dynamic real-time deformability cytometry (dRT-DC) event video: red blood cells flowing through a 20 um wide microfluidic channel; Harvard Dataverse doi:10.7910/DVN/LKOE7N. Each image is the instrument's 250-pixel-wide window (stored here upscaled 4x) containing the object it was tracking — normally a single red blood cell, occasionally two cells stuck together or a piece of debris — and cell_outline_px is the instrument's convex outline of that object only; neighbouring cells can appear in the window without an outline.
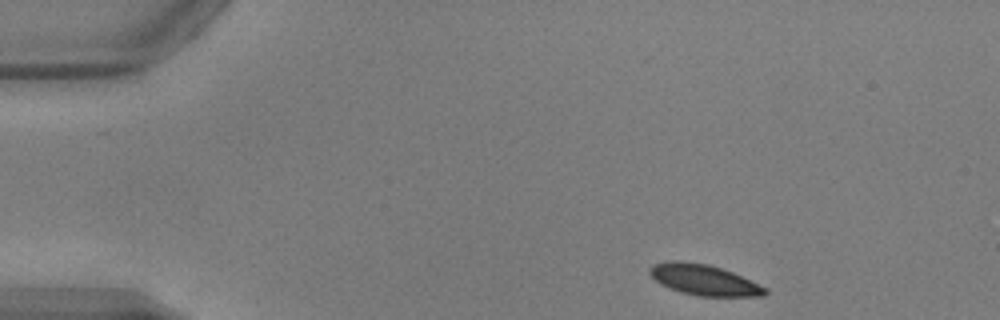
{"species": "common noctule bat (a hibernating species)", "species_latin": "Nyctalus noctula", "temperature_condition": "warm", "stored_images_in_passage": 46, "camera_frame_rate_fps": 3000, "um_per_image_px": 0.085, "animal": {"sex": "male", "body_mass_g": 17.9, "forearm_length_mm": 54.2}, "frame": {"image": 1, "passage_image": 1, "time_ms": 0.0, "image_size_px": [1000, 320], "cell_outline_px": [[768, 292], [764, 296], [700, 296], [680, 292], [668, 288], [660, 284], [648, 272], [648, 268], [652, 264], [672, 260], [680, 260], [708, 264], [732, 272], [768, 288]], "centroid_in_image_um": [59.81, 23.78], "position_along_channel_um": 25.2, "area_um2": 20.75}}
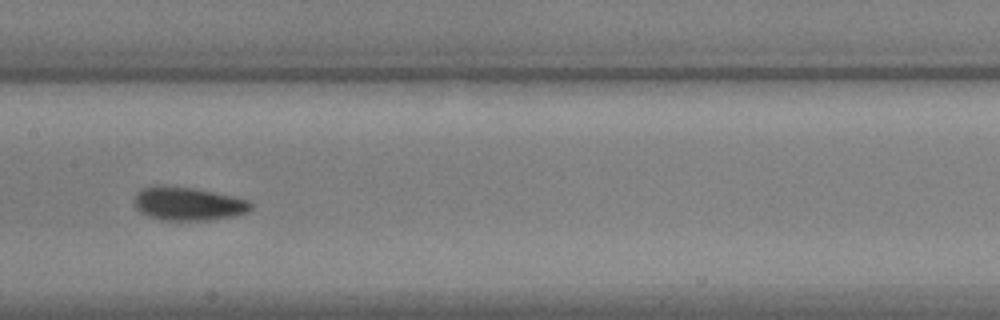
{"frame": {"image": 2, "passage_image": 20, "time_ms": 6.333, "image_size_px": [1000, 320], "cell_outline_px": [[252, 208], [248, 212], [236, 216], [204, 220], [160, 220], [148, 216], [140, 212], [136, 208], [132, 200], [136, 192], [152, 184], [164, 184], [196, 188], [232, 196], [248, 200], [252, 204]], "centroid_in_image_um": [15.93, 17.3], "position_along_channel_um": 191.5, "area_um2": 23.18}}
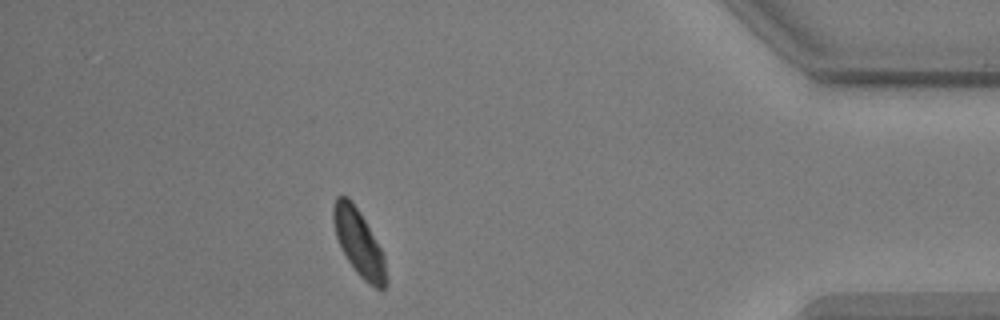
{"frame": {"image": 3, "passage_image": 40, "time_ms": 13.0, "image_size_px": [1000, 320], "cell_outline_px": [[388, 284], [380, 292], [368, 284], [356, 272], [340, 248], [336, 236], [332, 220], [332, 208], [336, 196], [348, 196], [360, 212], [380, 248], [384, 256], [388, 280]], "centroid_in_image_um": [30.5, 20.68], "position_along_channel_um": 404.7, "area_um2": 20.58}, "authors_computed_cell_mechanics": {"area_um2": 21.4438, "velocity_mm_per_s": 3.838, "shape_relaxation_time_tau1_ms": 3.5544, "shape_relaxation_time_tau2_ms": null, "deformation_change_tau1": 0.1153, "deformation_change_tau2": null}}